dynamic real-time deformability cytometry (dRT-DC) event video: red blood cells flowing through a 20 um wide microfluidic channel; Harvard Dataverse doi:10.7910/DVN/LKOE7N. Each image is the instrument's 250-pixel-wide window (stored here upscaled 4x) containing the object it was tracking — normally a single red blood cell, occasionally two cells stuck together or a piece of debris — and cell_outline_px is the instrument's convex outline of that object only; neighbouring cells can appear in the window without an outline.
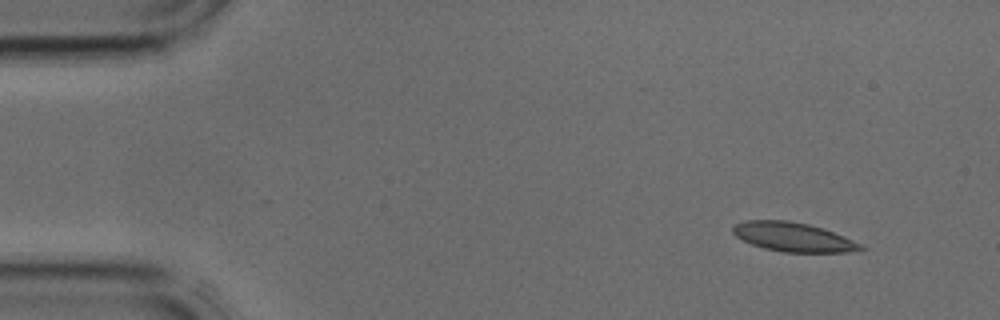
{"species": "common noctule bat (a hibernating species)", "species_latin": "Nyctalus noctula", "temperature_condition": "cold", "stored_images_in_passage": 2, "camera_frame_rate_fps": 3000, "um_per_image_px": 0.085, "animal": {"sex": "male", "body_mass_g": 17.9, "forearm_length_mm": 54.2}, "frame": {"image": 1, "passage_image": 2, "time_ms": 0.333, "image_size_px": [1000, 320], "cell_outline_px": [[868, 248], [848, 252], [784, 252], [764, 248], [752, 244], [736, 236], [732, 232], [732, 228], [736, 224], [744, 220], [788, 220], [808, 224], [824, 228], [844, 236]], "centroid_in_image_um": [67.43, 20.14], "position_along_channel_um": 17.6, "area_um2": 21.62}}